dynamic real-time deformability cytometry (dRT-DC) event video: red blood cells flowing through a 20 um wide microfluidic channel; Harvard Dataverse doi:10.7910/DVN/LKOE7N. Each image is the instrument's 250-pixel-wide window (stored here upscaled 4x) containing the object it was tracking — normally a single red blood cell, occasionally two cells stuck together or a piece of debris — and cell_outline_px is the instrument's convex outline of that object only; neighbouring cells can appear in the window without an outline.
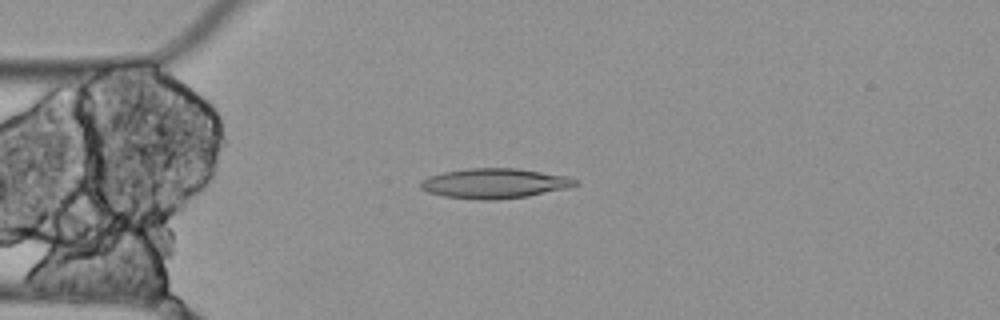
{"species": "Egyptian fruit bat (a non-hibernating species)", "species_latin": "Rousettus aegyptiacus", "temperature_condition": "cold", "stored_images_in_passage": 11, "camera_frame_rate_fps": 3000, "um_per_image_px": 0.085, "animal": {"sex": "female"}, "frame": {"image": 1, "passage_image": 4, "time_ms": 1.0, "image_size_px": [1000, 320], "cell_outline_px": [[580, 184], [568, 188], [528, 196], [492, 200], [480, 200], [444, 196], [428, 192], [420, 188], [420, 180], [428, 176], [444, 172], [468, 168], [516, 168], [568, 176], [576, 180]], "centroid_in_image_um": [42.03, 15.58], "position_along_channel_um": 43.0, "area_um2": 27.05}}
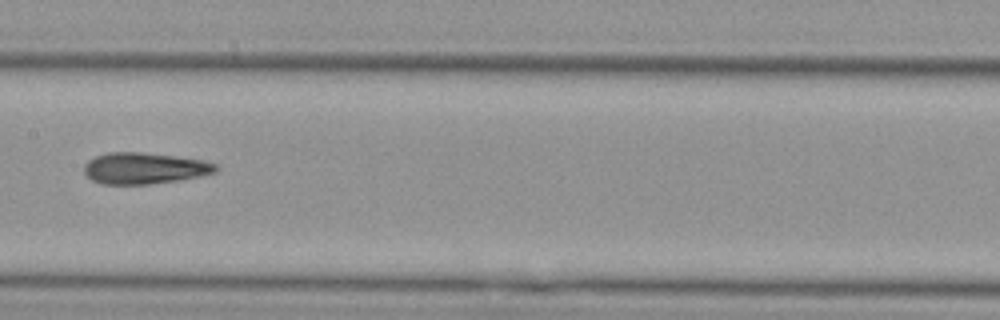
{"frame": {"image": 2, "passage_image": 8, "time_ms": 2.333, "image_size_px": [1000, 320], "cell_outline_px": [[220, 168], [216, 172], [200, 176], [180, 180], [148, 184], [104, 184], [92, 180], [84, 172], [84, 164], [88, 160], [96, 156], [108, 152], [140, 152], [176, 156], [204, 160], [216, 164]], "centroid_in_image_um": [12.3, 14.3], "position_along_channel_um": 195.1, "area_um2": 24.1}}
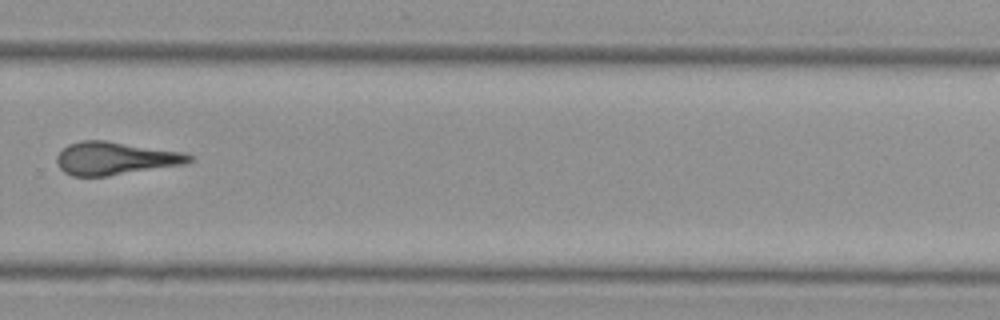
{"frame": {"image": 3, "passage_image": 11, "time_ms": 3.333, "image_size_px": [1000, 320], "cell_outline_px": [[196, 160], [188, 164], [108, 176], [72, 176], [64, 172], [60, 168], [56, 160], [56, 156], [68, 144], [80, 140], [104, 140], [184, 152], [192, 156]], "centroid_in_image_um": [9.84, 13.46], "position_along_channel_um": 320.0, "area_um2": 25.66}}